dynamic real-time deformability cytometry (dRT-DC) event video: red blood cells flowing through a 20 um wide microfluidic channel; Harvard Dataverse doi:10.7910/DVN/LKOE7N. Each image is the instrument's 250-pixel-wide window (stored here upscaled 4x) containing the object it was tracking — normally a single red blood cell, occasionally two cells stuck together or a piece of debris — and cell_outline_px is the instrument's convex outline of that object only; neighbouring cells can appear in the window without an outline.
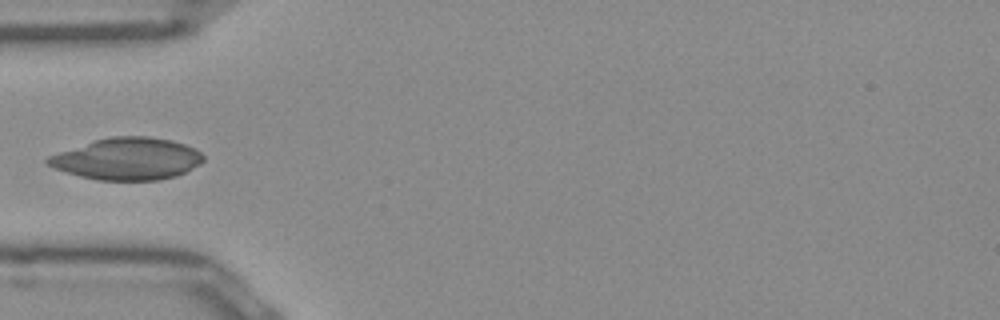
{"species": "Egyptian fruit bat (a non-hibernating species)", "species_latin": "Rousettus aegyptiacus", "temperature_condition": "room temperature", "stored_images_in_passage": 33, "camera_frame_rate_fps": 3000, "um_per_image_px": 0.085, "frame": {"image": 1, "passage_image": 1, "time_ms": 0.0, "image_size_px": [1000, 320], "cell_outline_px": [[204, 160], [200, 164], [176, 176], [160, 180], [96, 180], [80, 176], [56, 168], [48, 164], [44, 160], [48, 156], [96, 140], [112, 136], [148, 136], [172, 140], [196, 148], [204, 156]], "centroid_in_image_um": [10.87, 13.5], "position_along_channel_um": 74.1, "area_um2": 37.74}}
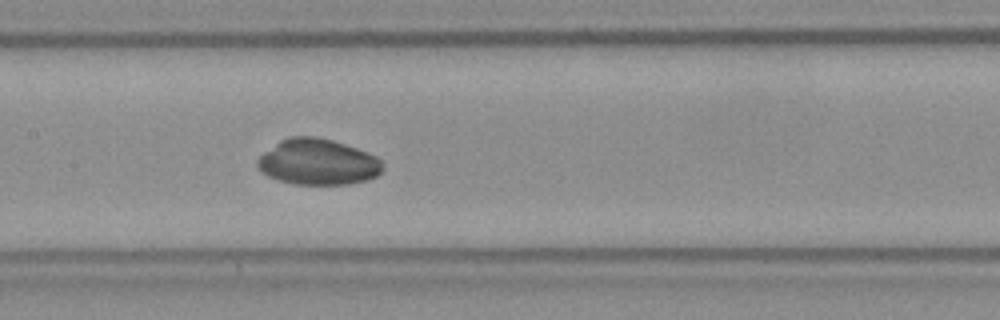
{"frame": {"image": 2, "passage_image": 9, "time_ms": 2.667, "image_size_px": [1000, 320], "cell_outline_px": [[384, 168], [376, 176], [368, 180], [348, 184], [296, 184], [280, 180], [268, 176], [256, 164], [256, 160], [264, 152], [280, 140], [292, 136], [312, 136], [332, 140], [356, 148], [376, 156], [384, 164]], "centroid_in_image_um": [27.04, 13.77], "position_along_channel_um": 180.4, "area_um2": 33.23}}
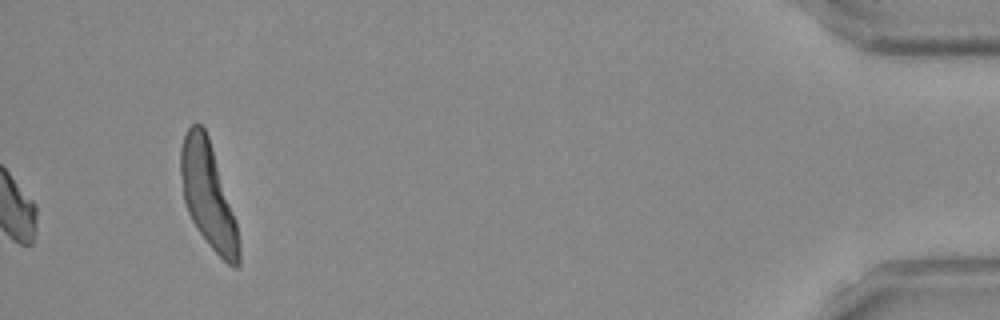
{"frame": {"image": 3, "passage_image": 33, "time_ms": 10.667, "image_size_px": [1000, 320], "cell_outline_px": [[240, 264], [236, 268], [228, 264], [208, 244], [192, 220], [188, 212], [184, 200], [180, 172], [180, 148], [184, 136], [188, 128], [192, 124], [200, 124], [204, 128], [208, 136], [236, 220], [240, 240]], "centroid_in_image_um": [17.7, 16.62], "position_along_channel_um": 417.5, "area_um2": 35.32}}